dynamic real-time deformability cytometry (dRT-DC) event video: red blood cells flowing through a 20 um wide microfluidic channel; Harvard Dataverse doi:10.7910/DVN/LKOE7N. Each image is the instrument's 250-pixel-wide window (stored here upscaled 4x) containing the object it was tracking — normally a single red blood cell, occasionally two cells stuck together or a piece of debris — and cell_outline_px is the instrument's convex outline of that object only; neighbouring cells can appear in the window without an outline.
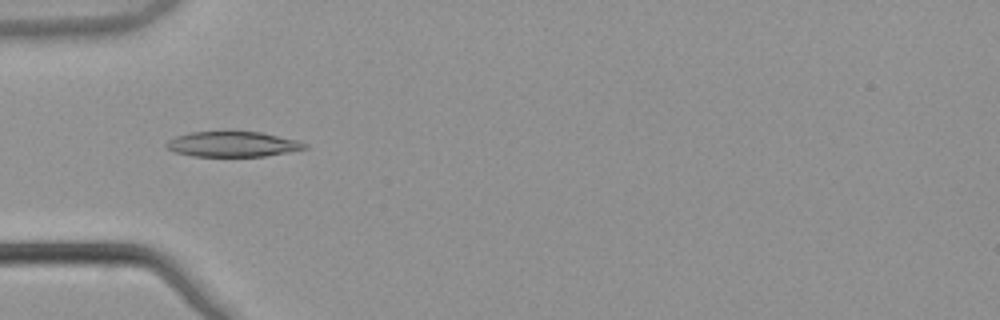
{"species": "common noctule bat (a hibernating species)", "species_latin": "Nyctalus noctula", "temperature_condition": "warm", "stored_images_in_passage": 47, "camera_frame_rate_fps": 3000, "um_per_image_px": 0.085, "animal": {"sex": "male", "body_mass_g": 21.5, "forearm_length_mm": 52.0}, "frame": {"image": 1, "passage_image": 11, "time_ms": 3.333, "image_size_px": [1000, 320], "cell_outline_px": [[308, 148], [288, 152], [264, 156], [192, 156], [176, 152], [168, 148], [164, 144], [168, 140], [176, 136], [192, 132], [228, 128], [260, 132], [296, 140], [308, 144]], "centroid_in_image_um": [19.75, 12.2], "position_along_channel_um": 65.2, "area_um2": 21.1}}
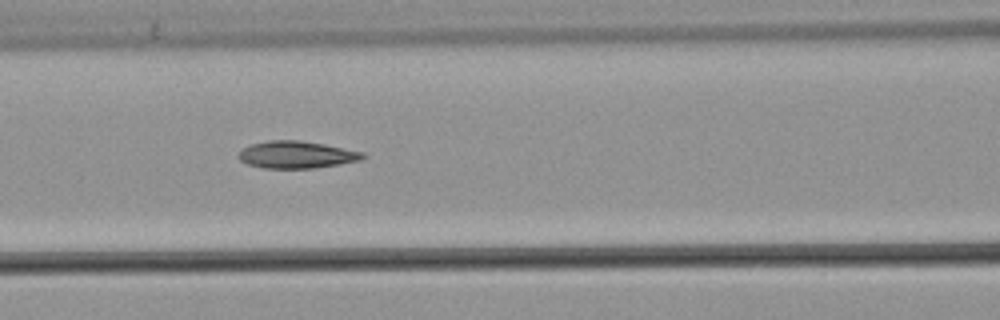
{"frame": {"image": 2, "passage_image": 17, "time_ms": 5.333, "image_size_px": [1000, 320], "cell_outline_px": [[368, 156], [360, 160], [340, 164], [316, 168], [264, 168], [248, 164], [240, 160], [236, 156], [244, 148], [252, 144], [268, 140], [300, 140], [324, 144], [364, 152]], "centroid_in_image_um": [25.23, 13.15], "position_along_channel_um": 141.4, "area_um2": 19.71}}
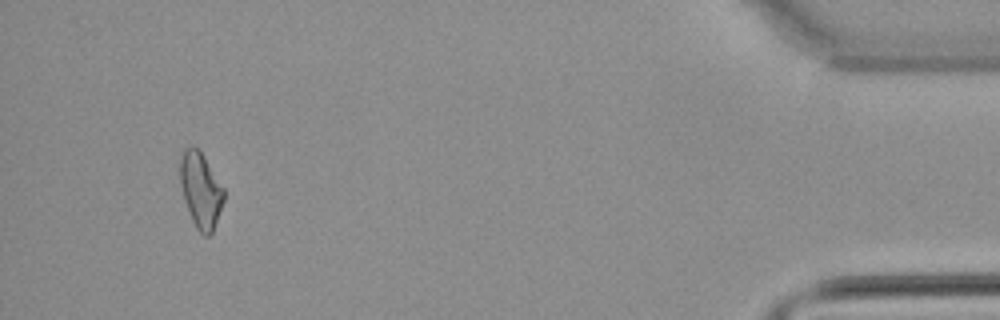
{"frame": {"image": 3, "passage_image": 44, "time_ms": 14.333, "image_size_px": [1000, 320], "cell_outline_px": [[224, 200], [212, 232], [208, 236], [204, 236], [196, 228], [192, 220], [184, 200], [180, 184], [180, 152], [184, 148], [196, 148], [204, 156], [224, 188]], "centroid_in_image_um": [17.05, 16.16], "position_along_channel_um": 418.2, "area_um2": 19.07}, "authors_computed_cell_mechanics": {"area_um2": 19.363, "velocity_mm_per_s": 3.869, "shape_relaxation_time_tau1_ms": null, "shape_relaxation_time_tau2_ms": 5.6837, "deformation_change_tau1": null, "deformation_change_tau2": 0.144}}